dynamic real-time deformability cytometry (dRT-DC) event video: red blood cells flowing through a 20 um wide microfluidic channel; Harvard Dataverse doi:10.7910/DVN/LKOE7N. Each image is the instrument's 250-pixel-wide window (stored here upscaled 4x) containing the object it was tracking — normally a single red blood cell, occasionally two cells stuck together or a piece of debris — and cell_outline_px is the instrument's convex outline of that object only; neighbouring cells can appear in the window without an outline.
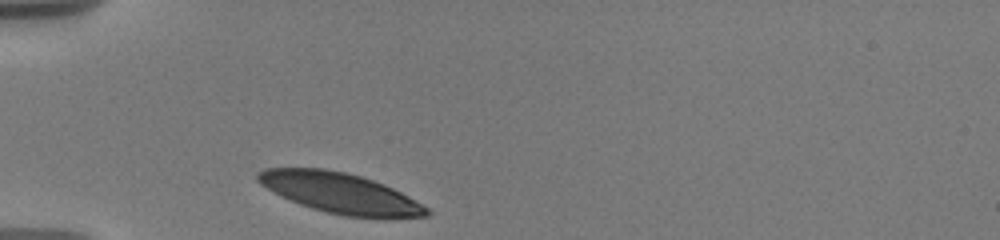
{"species": "human", "species_latin": "Homo sapiens", "temperature_condition": "warm", "stored_images_in_passage": 12, "camera_frame_rate_fps": 3000, "um_per_image_px": 0.085, "donor": {"sex": "male"}, "frame": {"image": 1, "passage_image": 1, "time_ms": 0.0, "image_size_px": [1000, 240], "cell_outline_px": [[432, 212], [428, 216], [344, 216], [312, 208], [300, 204], [260, 184], [256, 180], [256, 172], [264, 168], [324, 168], [344, 172], [360, 176], [384, 184], [408, 196], [428, 208]], "centroid_in_image_um": [28.87, 16.37], "position_along_channel_um": 56.1, "area_um2": 38.73}}
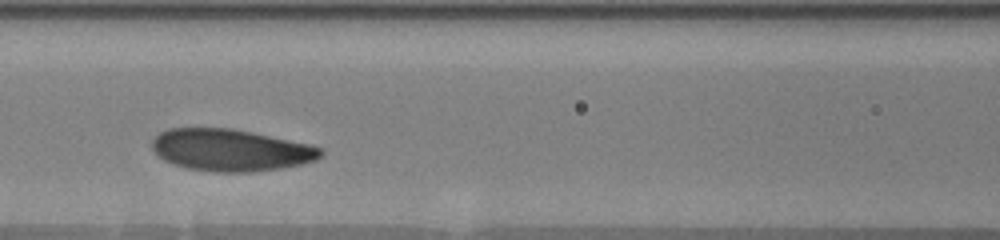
{"frame": {"image": 2, "passage_image": 6, "time_ms": 3.0, "image_size_px": [1000, 240], "cell_outline_px": [[324, 152], [316, 160], [300, 164], [280, 168], [256, 172], [216, 172], [188, 168], [172, 164], [164, 160], [152, 148], [152, 140], [160, 132], [168, 128], [232, 128], [252, 132], [308, 144], [320, 148]], "centroid_in_image_um": [19.58, 12.76], "position_along_channel_um": 147.0, "area_um2": 41.04}}
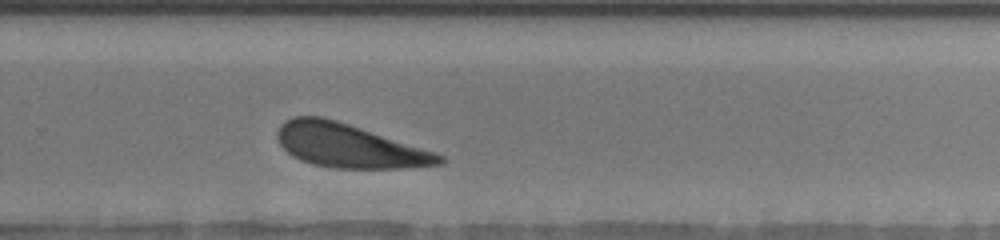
{"frame": {"image": 3, "passage_image": 12, "time_ms": 7.333, "image_size_px": [1000, 240], "cell_outline_px": [[444, 164], [408, 168], [332, 168], [312, 164], [300, 160], [292, 156], [280, 144], [276, 136], [276, 132], [280, 124], [284, 120], [292, 116], [320, 116], [336, 120], [436, 152], [444, 156]], "centroid_in_image_um": [29.65, 12.39], "position_along_channel_um": 300.2, "area_um2": 41.33}}